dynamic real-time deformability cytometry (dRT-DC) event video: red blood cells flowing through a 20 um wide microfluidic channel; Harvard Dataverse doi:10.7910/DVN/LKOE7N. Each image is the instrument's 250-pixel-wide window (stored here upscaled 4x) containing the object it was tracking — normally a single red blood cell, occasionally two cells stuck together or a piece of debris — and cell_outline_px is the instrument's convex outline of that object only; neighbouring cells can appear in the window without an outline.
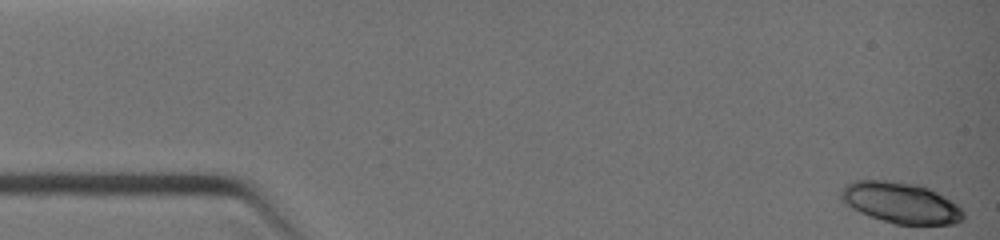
{"species": "common noctule bat (a hibernating species)", "species_latin": "Nyctalus noctula", "temperature_condition": "warm", "stored_images_in_passage": 6, "camera_frame_rate_fps": 3000, "um_per_image_px": 0.085, "animal": {"sex": "female", "body_mass_g": 19.0, "forearm_length_mm": 51.5}, "frame": {"image": 1, "passage_image": 1, "time_ms": 0.0, "image_size_px": [1000, 240], "cell_outline_px": [[964, 220], [952, 224], [896, 224], [868, 216], [852, 208], [840, 200], [840, 192], [848, 184], [856, 180], [888, 180], [920, 184], [944, 196], [956, 204], [964, 212]], "centroid_in_image_um": [76.56, 17.23], "position_along_channel_um": 8.4, "area_um2": 29.19}}
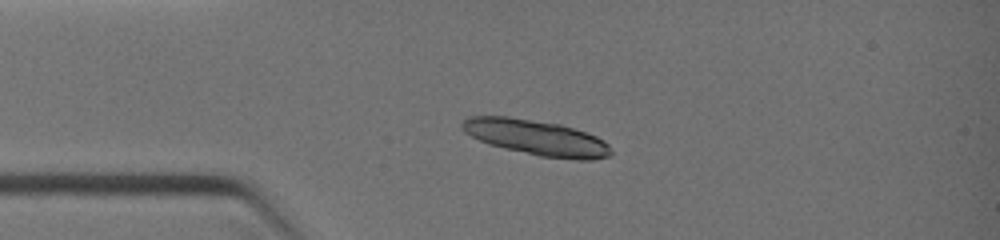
{"frame": {"image": 2, "passage_image": 5, "time_ms": 2.667, "image_size_px": [1000, 240], "cell_outline_px": [[612, 152], [608, 156], [592, 160], [576, 160], [540, 156], [504, 148], [488, 144], [464, 132], [460, 124], [468, 116], [508, 116], [560, 124], [596, 136], [604, 140], [612, 148]], "centroid_in_image_um": [45.59, 11.69], "position_along_channel_um": 39.4, "area_um2": 30.69}}